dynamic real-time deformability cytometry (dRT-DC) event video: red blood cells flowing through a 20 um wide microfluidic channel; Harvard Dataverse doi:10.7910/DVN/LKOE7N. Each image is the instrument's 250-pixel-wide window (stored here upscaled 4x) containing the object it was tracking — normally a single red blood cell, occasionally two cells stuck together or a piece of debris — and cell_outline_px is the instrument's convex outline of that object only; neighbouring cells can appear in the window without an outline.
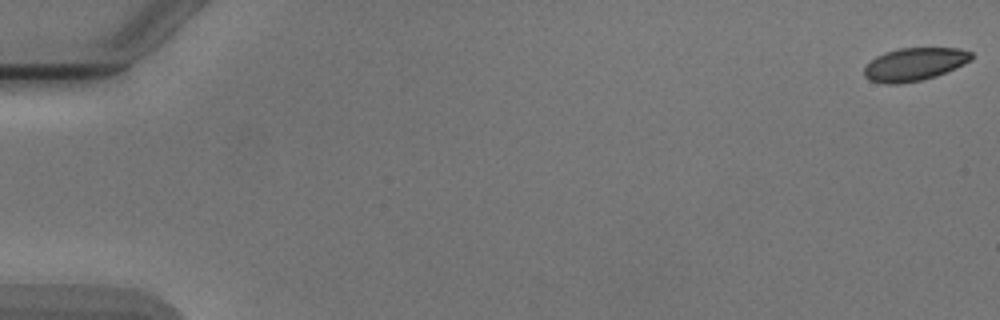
{"species": "Egyptian fruit bat (a non-hibernating species)", "species_latin": "Rousettus aegyptiacus", "temperature_condition": "cold", "stored_images_in_passage": 6, "camera_frame_rate_fps": 3000, "um_per_image_px": 0.085, "animal": {"sex": "male"}, "frame": {"image": 1, "passage_image": 1, "time_ms": 0.0, "image_size_px": [1000, 320], "cell_outline_px": [[972, 60], [964, 64], [936, 76], [920, 80], [900, 84], [884, 84], [868, 80], [864, 76], [864, 68], [876, 56], [884, 52], [900, 48], [960, 48], [972, 52]], "centroid_in_image_um": [77.72, 5.46], "position_along_channel_um": 7.3, "area_um2": 20.63}}
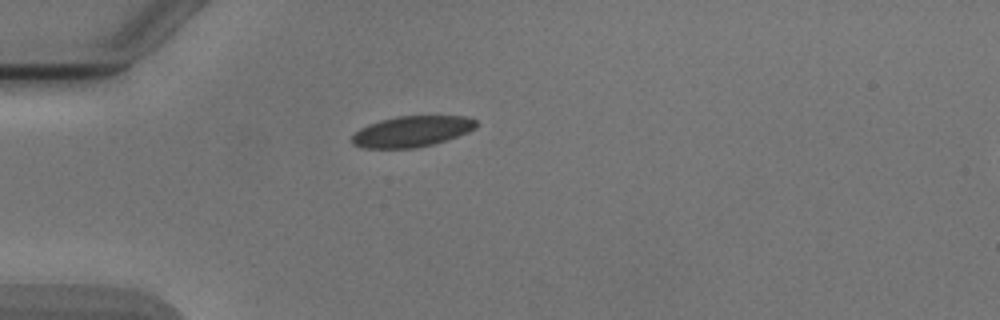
{"frame": {"image": 2, "passage_image": 5, "time_ms": 5.0, "image_size_px": [1000, 320], "cell_outline_px": [[476, 128], [468, 132], [432, 144], [416, 148], [360, 148], [352, 144], [352, 136], [360, 128], [368, 124], [380, 120], [396, 116], [464, 116], [476, 120]], "centroid_in_image_um": [34.97, 11.17], "position_along_channel_um": 50.0, "area_um2": 22.25}}